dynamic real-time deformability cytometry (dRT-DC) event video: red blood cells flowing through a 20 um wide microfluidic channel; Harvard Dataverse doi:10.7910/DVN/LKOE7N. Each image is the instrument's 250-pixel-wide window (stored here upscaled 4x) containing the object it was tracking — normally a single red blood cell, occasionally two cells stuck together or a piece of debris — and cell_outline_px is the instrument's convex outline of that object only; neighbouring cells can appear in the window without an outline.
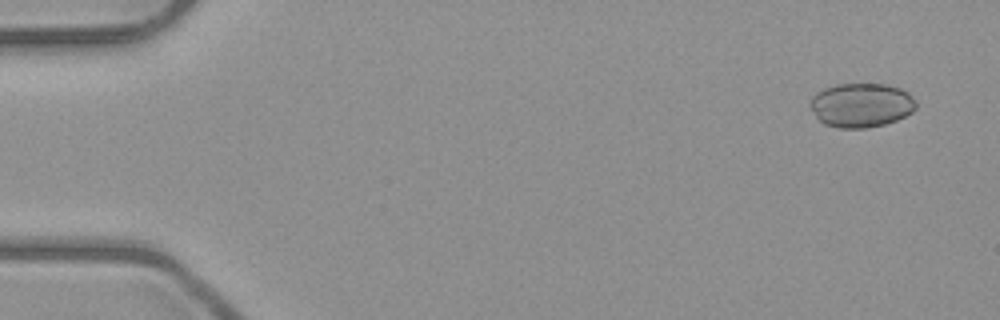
{"species": "common noctule bat (a hibernating species)", "species_latin": "Nyctalus noctula", "temperature_condition": "room temperature", "stored_images_in_passage": 6, "camera_frame_rate_fps": 3000, "um_per_image_px": 0.085, "animal": {"sex": "male", "body_mass_g": 23.1, "forearm_length_mm": 52.7}, "frame": {"image": 1, "passage_image": 1, "time_ms": 0.0, "image_size_px": [1000, 320], "cell_outline_px": [[916, 108], [912, 112], [896, 120], [884, 124], [868, 128], [840, 128], [824, 124], [816, 116], [808, 104], [812, 96], [816, 92], [824, 88], [836, 84], [884, 84], [900, 88], [908, 92], [916, 100]], "centroid_in_image_um": [73.19, 8.93], "position_along_channel_um": 11.8, "area_um2": 27.4}}